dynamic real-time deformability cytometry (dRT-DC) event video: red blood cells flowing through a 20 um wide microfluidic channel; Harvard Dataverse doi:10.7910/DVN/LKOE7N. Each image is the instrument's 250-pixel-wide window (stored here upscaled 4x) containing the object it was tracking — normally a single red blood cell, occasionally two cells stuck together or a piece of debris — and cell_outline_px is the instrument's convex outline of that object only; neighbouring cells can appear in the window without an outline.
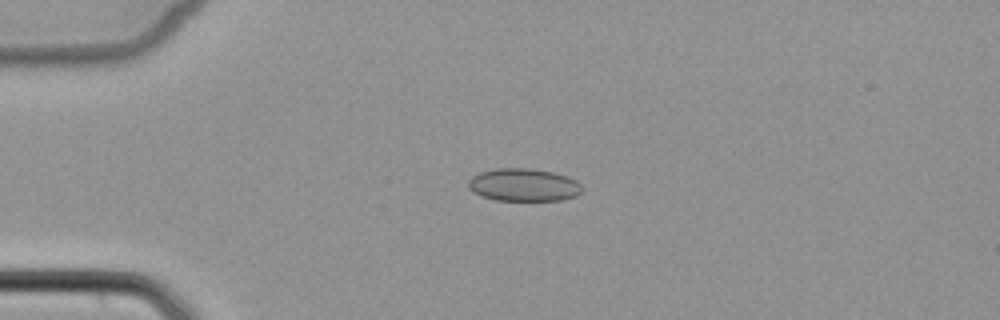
{"species": "common noctule bat (a hibernating species)", "species_latin": "Nyctalus noctula", "temperature_condition": "cold", "stored_images_in_passage": 5, "camera_frame_rate_fps": 3000, "um_per_image_px": 0.085, "animal": {"sex": "female", "body_mass_g": 22.7, "forearm_length_mm": 54.2}, "frame": {"image": 1, "passage_image": 4, "time_ms": 3.667, "image_size_px": [1000, 320], "cell_outline_px": [[584, 188], [576, 196], [560, 200], [496, 200], [472, 192], [468, 188], [468, 180], [472, 176], [480, 172], [496, 168], [528, 168], [552, 172], [568, 176], [576, 180]], "centroid_in_image_um": [44.51, 15.71], "position_along_channel_um": 40.5, "area_um2": 21.73}}